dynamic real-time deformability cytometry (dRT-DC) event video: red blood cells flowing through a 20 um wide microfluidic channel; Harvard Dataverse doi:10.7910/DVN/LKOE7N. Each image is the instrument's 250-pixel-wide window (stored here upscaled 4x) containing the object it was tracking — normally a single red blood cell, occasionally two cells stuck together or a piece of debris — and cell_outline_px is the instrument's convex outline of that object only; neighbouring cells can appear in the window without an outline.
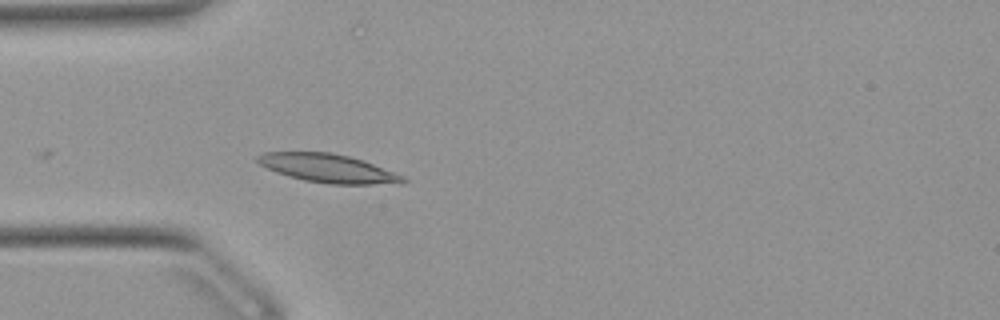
{"species": "Egyptian fruit bat (a non-hibernating species)", "species_latin": "Rousettus aegyptiacus", "temperature_condition": "warm", "stored_images_in_passage": 24, "camera_frame_rate_fps": 3000, "um_per_image_px": 0.085, "animal": {"sex": "female"}, "frame": {"image": 1, "passage_image": 14, "time_ms": 4.333, "image_size_px": [1000, 320], "cell_outline_px": [[408, 180], [404, 184], [328, 184], [304, 180], [288, 176], [276, 172], [260, 164], [256, 160], [256, 156], [264, 152], [332, 152], [364, 160], [404, 176]], "centroid_in_image_um": [27.93, 14.31], "position_along_channel_um": 57.1, "area_um2": 24.28}}